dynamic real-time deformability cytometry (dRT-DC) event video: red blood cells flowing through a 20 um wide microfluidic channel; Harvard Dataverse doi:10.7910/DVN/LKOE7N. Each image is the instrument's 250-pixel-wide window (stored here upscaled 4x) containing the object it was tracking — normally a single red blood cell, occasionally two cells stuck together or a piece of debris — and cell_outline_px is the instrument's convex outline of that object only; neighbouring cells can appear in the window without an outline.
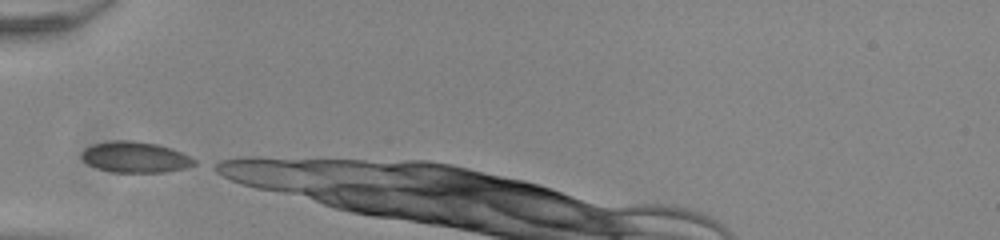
{"species": "common noctule bat (a hibernating species)", "species_latin": "Nyctalus noctula", "temperature_condition": "room temperature", "stored_images_in_passage": 4, "camera_frame_rate_fps": 3000, "um_per_image_px": 0.085, "animal": {"sex": "male", "body_mass_g": 20.0, "forearm_length_mm": 53.3}, "frame": {"image": 1, "passage_image": 1, "time_ms": 0.0, "image_size_px": [1000, 240], "cell_outline_px": [[196, 164], [188, 168], [164, 172], [112, 172], [96, 168], [88, 164], [80, 156], [84, 148], [92, 144], [112, 140], [132, 140], [156, 144], [172, 148], [196, 160]], "centroid_in_image_um": [11.48, 13.35], "position_along_channel_um": 73.5, "area_um2": 20.4}}